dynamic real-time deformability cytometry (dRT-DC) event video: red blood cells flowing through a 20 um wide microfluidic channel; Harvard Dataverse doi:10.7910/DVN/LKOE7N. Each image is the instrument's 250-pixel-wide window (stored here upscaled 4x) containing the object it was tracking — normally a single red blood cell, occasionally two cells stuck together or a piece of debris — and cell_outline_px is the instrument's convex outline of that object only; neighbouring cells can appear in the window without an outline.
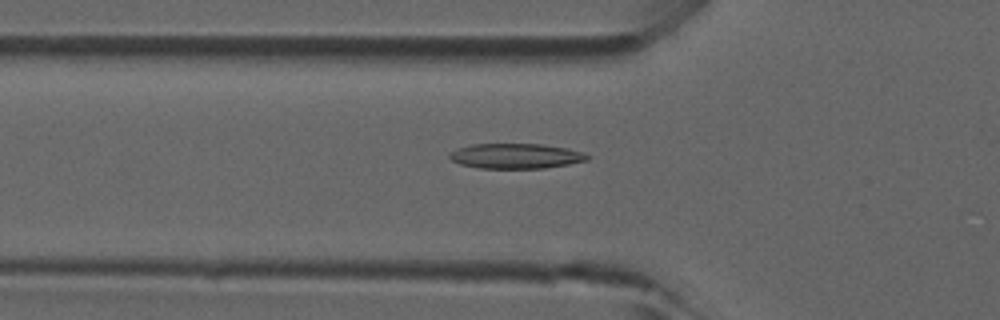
{"species": "common noctule bat (a hibernating species)", "species_latin": "Nyctalus noctula", "temperature_condition": "room temperature", "stored_images_in_passage": 35, "camera_frame_rate_fps": 3000, "um_per_image_px": 0.085, "animal": {"sex": "male", "forearm_length_mm": 52.5}, "frame": {"image": 1, "passage_image": 8, "time_ms": 2.333, "image_size_px": [1000, 320], "cell_outline_px": [[592, 156], [588, 160], [568, 164], [544, 168], [480, 168], [460, 164], [452, 160], [448, 156], [456, 148], [472, 144], [540, 144], [564, 148], [584, 152]], "centroid_in_image_um": [43.85, 13.26], "position_along_channel_um": 81.9, "area_um2": 20.06}}
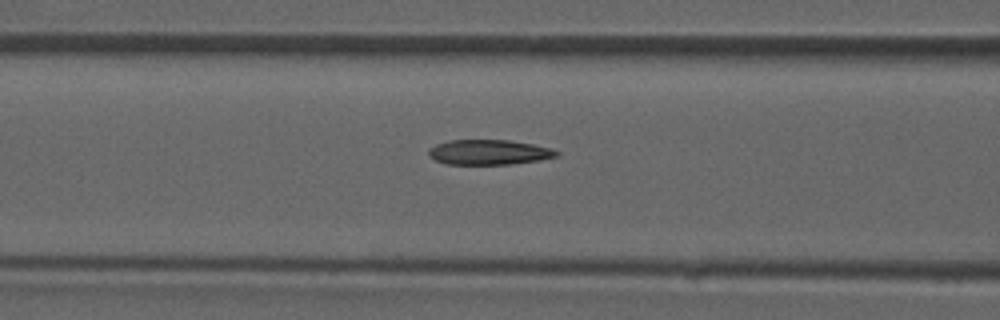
{"frame": {"image": 2, "passage_image": 11, "time_ms": 3.333, "image_size_px": [1000, 320], "cell_outline_px": [[560, 152], [556, 156], [540, 160], [512, 164], [444, 164], [428, 156], [428, 148], [436, 144], [448, 140], [508, 140], [532, 144], [548, 148]], "centroid_in_image_um": [41.5, 12.94], "position_along_channel_um": 125.1, "area_um2": 18.61}}
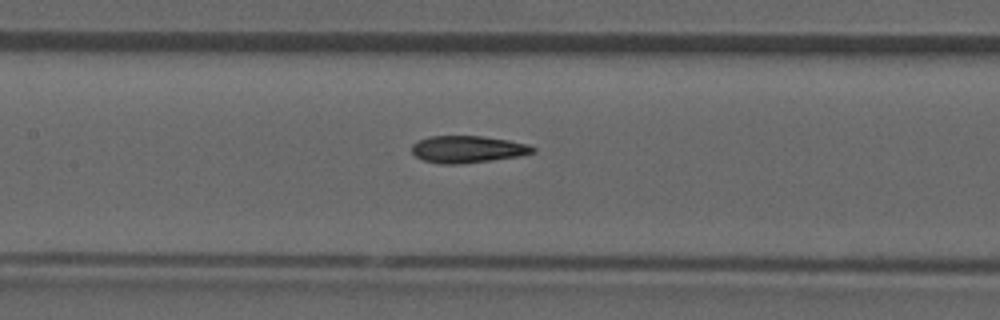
{"frame": {"image": 3, "passage_image": 14, "time_ms": 4.333, "image_size_px": [1000, 320], "cell_outline_px": [[536, 152], [520, 156], [460, 164], [440, 164], [424, 160], [416, 156], [412, 152], [412, 144], [428, 136], [484, 136], [508, 140], [528, 144], [536, 148]], "centroid_in_image_um": [39.77, 12.68], "position_along_channel_um": 167.6, "area_um2": 19.07}}